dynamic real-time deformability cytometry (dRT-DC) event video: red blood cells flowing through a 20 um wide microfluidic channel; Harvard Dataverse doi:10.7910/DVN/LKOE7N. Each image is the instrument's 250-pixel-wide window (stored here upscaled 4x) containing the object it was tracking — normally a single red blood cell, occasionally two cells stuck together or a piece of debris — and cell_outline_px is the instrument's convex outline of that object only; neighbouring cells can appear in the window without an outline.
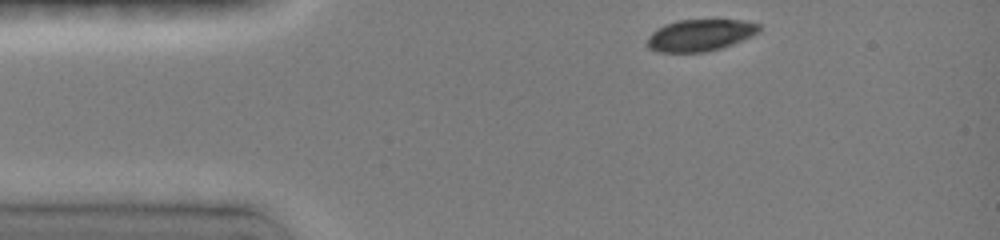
{"species": "common noctule bat (a hibernating species)", "species_latin": "Nyctalus noctula", "temperature_condition": "room temperature", "stored_images_in_passage": 3, "camera_frame_rate_fps": 3000, "um_per_image_px": 0.085, "animal": {"sex": "female", "body_mass_g": 19.0, "forearm_length_mm": 51.5}, "frame": {"image": 1, "passage_image": 1, "time_ms": 0.0, "image_size_px": [1000, 240], "cell_outline_px": [[760, 32], [752, 36], [732, 44], [720, 48], [704, 52], [660, 52], [648, 48], [644, 44], [652, 32], [664, 24], [676, 20], [744, 20], [760, 24]], "centroid_in_image_um": [59.49, 2.99], "position_along_channel_um": 25.5, "area_um2": 20.81}}